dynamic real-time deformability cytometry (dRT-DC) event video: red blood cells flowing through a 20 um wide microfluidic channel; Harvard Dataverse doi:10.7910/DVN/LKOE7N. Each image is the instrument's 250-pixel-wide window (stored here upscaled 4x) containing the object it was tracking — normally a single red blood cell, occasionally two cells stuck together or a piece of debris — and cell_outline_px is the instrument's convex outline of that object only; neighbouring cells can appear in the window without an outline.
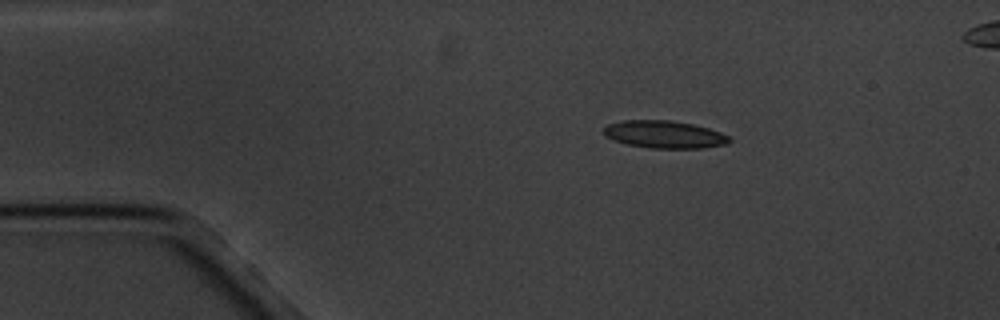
{"species": "common noctule bat (a hibernating species)", "species_latin": "Nyctalus noctula", "temperature_condition": "cold", "stored_images_in_passage": 4, "camera_frame_rate_fps": 3000, "um_per_image_px": 0.085, "animal": {"sex": "male", "body_mass_g": 20.1, "forearm_length_mm": 53.5}, "frame": {"image": 1, "passage_image": 1, "time_ms": 0.0, "image_size_px": [1000, 320], "cell_outline_px": [[732, 140], [728, 144], [704, 148], [652, 148], [628, 144], [604, 136], [604, 128], [608, 124], [624, 120], [672, 120], [692, 124], [708, 128], [720, 132], [728, 136]], "centroid_in_image_um": [56.5, 11.42], "position_along_channel_um": 28.5, "area_um2": 20.06}}